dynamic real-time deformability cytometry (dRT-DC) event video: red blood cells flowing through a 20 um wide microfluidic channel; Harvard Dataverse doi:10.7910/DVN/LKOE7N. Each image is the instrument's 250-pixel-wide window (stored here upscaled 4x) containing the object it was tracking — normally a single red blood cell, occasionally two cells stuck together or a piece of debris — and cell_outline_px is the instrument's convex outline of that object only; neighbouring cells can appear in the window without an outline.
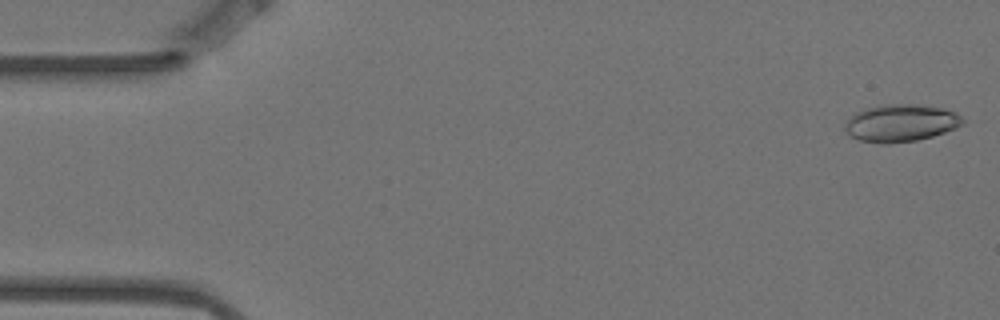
{"species": "Egyptian fruit bat (a non-hibernating species)", "species_latin": "Rousettus aegyptiacus", "temperature_condition": "warm", "stored_images_in_passage": 4, "camera_frame_rate_fps": 3000, "um_per_image_px": 0.085, "animal": {"sex": "female"}, "frame": {"image": 1, "passage_image": 1, "time_ms": 0.0, "image_size_px": [1000, 320], "cell_outline_px": [[964, 124], [956, 128], [932, 136], [916, 140], [888, 144], [880, 144], [860, 140], [848, 136], [844, 128], [844, 124], [856, 112], [868, 108], [884, 104], [908, 104], [940, 108], [956, 112], [964, 120]], "centroid_in_image_um": [76.54, 10.47], "position_along_channel_um": 8.5, "area_um2": 25.49}}